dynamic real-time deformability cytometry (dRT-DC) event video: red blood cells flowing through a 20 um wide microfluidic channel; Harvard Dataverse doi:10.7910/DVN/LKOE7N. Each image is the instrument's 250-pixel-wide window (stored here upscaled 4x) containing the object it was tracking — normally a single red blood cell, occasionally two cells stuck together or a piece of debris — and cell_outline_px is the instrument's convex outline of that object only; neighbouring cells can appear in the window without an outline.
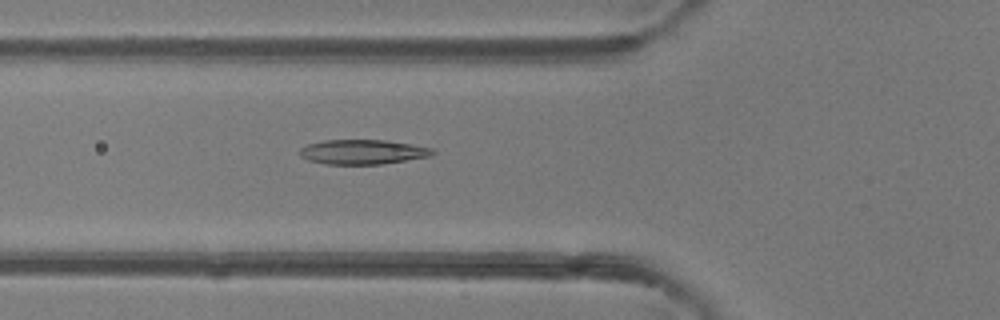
{"species": "common noctule bat (a hibernating species)", "species_latin": "Nyctalus noctula", "temperature_condition": "room temperature", "stored_images_in_passage": 46, "camera_frame_rate_fps": 3000, "um_per_image_px": 0.085, "animal": {"sex": "female"}, "frame": {"image": 1, "passage_image": 18, "time_ms": 5.667, "image_size_px": [1000, 320], "cell_outline_px": [[436, 152], [432, 156], [380, 164], [328, 164], [308, 160], [300, 156], [300, 148], [308, 144], [324, 140], [384, 140], [432, 148]], "centroid_in_image_um": [30.82, 12.91], "position_along_channel_um": 95.0, "area_um2": 18.9}}
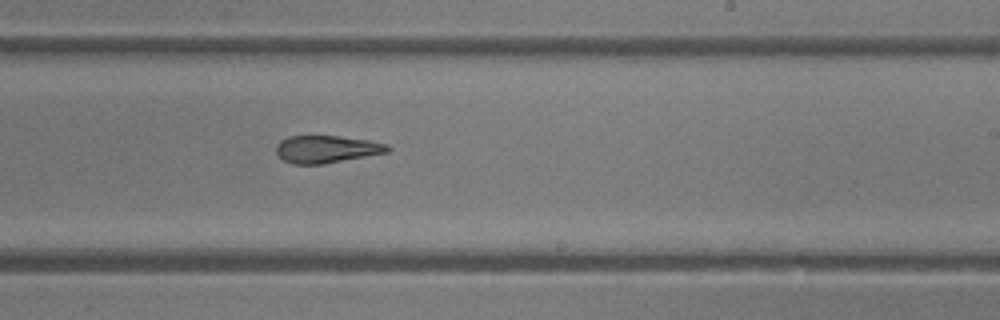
{"frame": {"image": 2, "passage_image": 30, "time_ms": 9.667, "image_size_px": [1000, 320], "cell_outline_px": [[392, 148], [388, 152], [324, 164], [292, 164], [284, 160], [276, 152], [276, 144], [280, 140], [288, 136], [340, 136], [368, 140], [388, 144]], "centroid_in_image_um": [27.76, 12.67], "position_along_channel_um": 261.2, "area_um2": 17.86}}
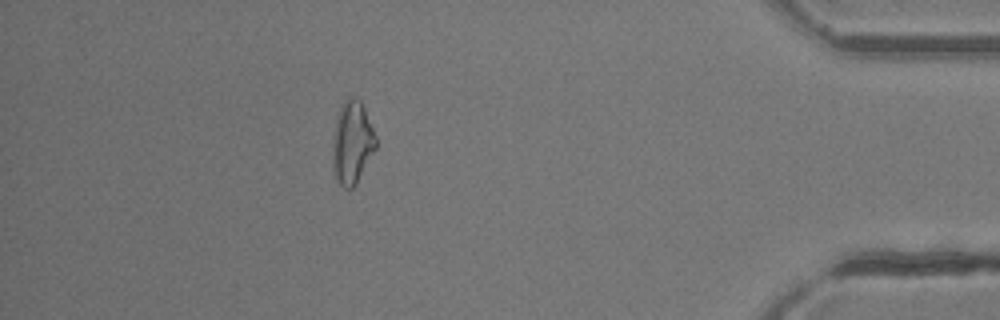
{"frame": {"image": 3, "passage_image": 44, "time_ms": 14.333, "image_size_px": [1000, 320], "cell_outline_px": [[376, 148], [356, 184], [352, 188], [344, 188], [340, 184], [336, 176], [332, 160], [332, 144], [336, 116], [340, 108], [348, 96], [352, 96], [360, 100], [364, 108], [376, 136]], "centroid_in_image_um": [29.93, 12.1], "position_along_channel_um": 405.3, "area_um2": 20.75}, "authors_computed_cell_mechanics": {"area_um2": 19.5653, "velocity_mm_per_s": 4.1365, "shape_relaxation_time_tau1_ms": 7.9129, "shape_relaxation_time_tau2_ms": 2.128, "deformation_change_tau1": 0.218, "deformation_change_tau2": 0.1048}}